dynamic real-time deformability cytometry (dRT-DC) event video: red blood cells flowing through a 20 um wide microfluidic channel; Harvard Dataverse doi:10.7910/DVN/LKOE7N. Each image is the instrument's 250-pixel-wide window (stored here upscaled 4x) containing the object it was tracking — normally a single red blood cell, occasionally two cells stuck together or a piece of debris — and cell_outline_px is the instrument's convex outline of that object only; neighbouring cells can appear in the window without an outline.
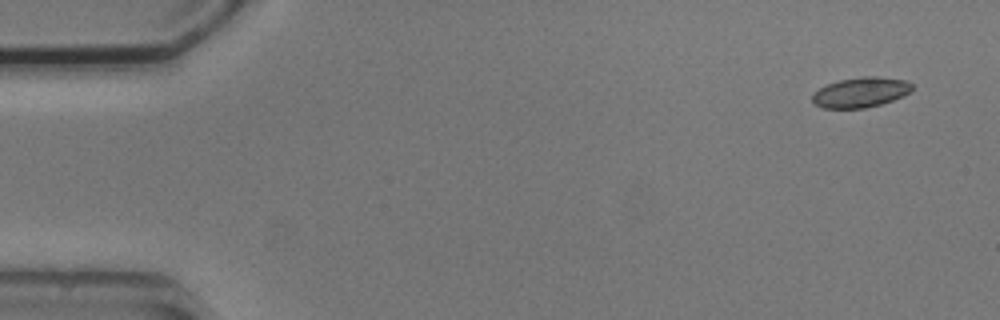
{"species": "common noctule bat (a hibernating species)", "species_latin": "Nyctalus noctula", "temperature_condition": "cold", "stored_images_in_passage": 7, "camera_frame_rate_fps": 3000, "um_per_image_px": 0.085, "animal": {"sex": "male", "body_mass_g": 20.5, "forearm_length_mm": 52.5}, "frame": {"image": 1, "passage_image": 1, "time_ms": 0.0, "image_size_px": [1000, 320], "cell_outline_px": [[912, 88], [904, 96], [880, 104], [864, 108], [824, 108], [816, 104], [812, 100], [812, 96], [820, 88], [828, 84], [840, 80], [864, 76], [876, 76], [904, 80], [912, 84]], "centroid_in_image_um": [73.16, 7.84], "position_along_channel_um": 11.8, "area_um2": 17.17}}
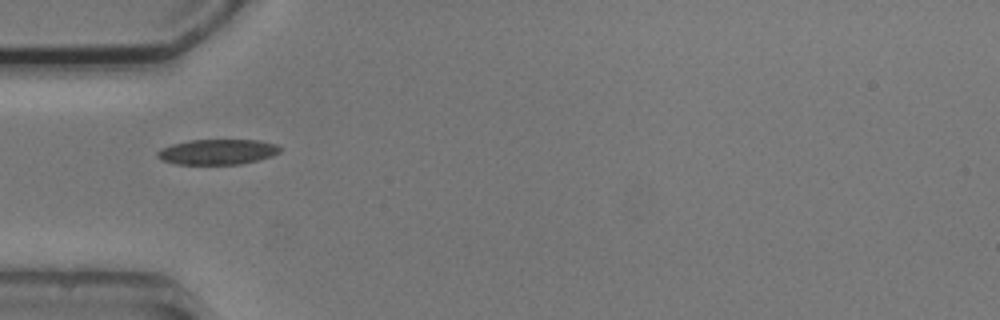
{"frame": {"image": 2, "passage_image": 5, "time_ms": 4.667, "image_size_px": [1000, 320], "cell_outline_px": [[280, 152], [272, 156], [240, 164], [176, 164], [160, 160], [156, 156], [156, 152], [160, 148], [172, 144], [188, 140], [260, 140], [276, 144], [280, 148]], "centroid_in_image_um": [18.44, 12.9], "position_along_channel_um": 66.6, "area_um2": 18.15}}